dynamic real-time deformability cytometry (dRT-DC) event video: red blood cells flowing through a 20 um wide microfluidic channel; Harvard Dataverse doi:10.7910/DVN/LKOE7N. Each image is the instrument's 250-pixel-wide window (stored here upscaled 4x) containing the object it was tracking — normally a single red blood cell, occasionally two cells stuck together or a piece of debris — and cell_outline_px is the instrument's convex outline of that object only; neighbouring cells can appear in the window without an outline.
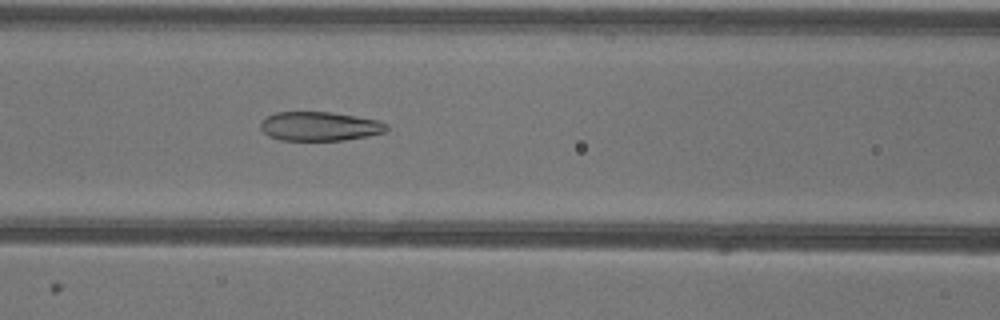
{"species": "common noctule bat (a hibernating species)", "species_latin": "Nyctalus noctula", "temperature_condition": "warm", "stored_images_in_passage": 41, "camera_frame_rate_fps": 3000, "um_per_image_px": 0.085, "animal": {"sex": "female"}, "frame": {"image": 1, "passage_image": 11, "time_ms": 3.333, "image_size_px": [1000, 320], "cell_outline_px": [[388, 128], [384, 132], [368, 136], [344, 140], [280, 140], [268, 136], [260, 128], [260, 124], [268, 116], [276, 112], [332, 112], [380, 120], [388, 124]], "centroid_in_image_um": [27.2, 10.73], "position_along_channel_um": 139.4, "area_um2": 21.39}}
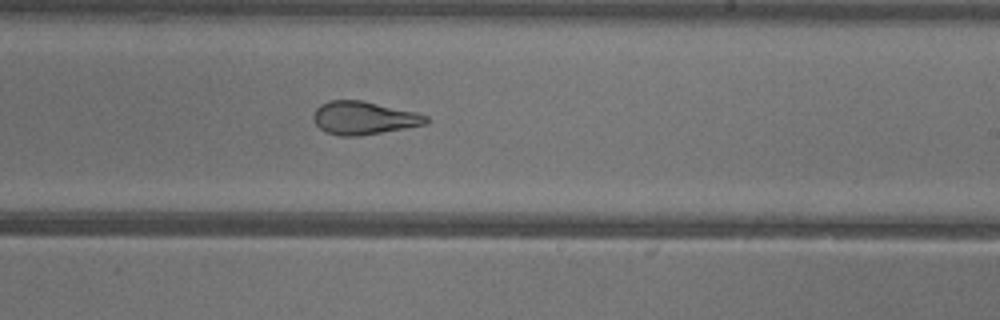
{"frame": {"image": 2, "passage_image": 20, "time_ms": 6.333, "image_size_px": [1000, 320], "cell_outline_px": [[428, 120], [424, 124], [404, 128], [360, 136], [340, 136], [328, 132], [320, 128], [316, 124], [312, 116], [316, 108], [320, 104], [328, 100], [360, 100], [416, 112], [428, 116]], "centroid_in_image_um": [30.88, 10.02], "position_along_channel_um": 258.1, "area_um2": 21.5}}
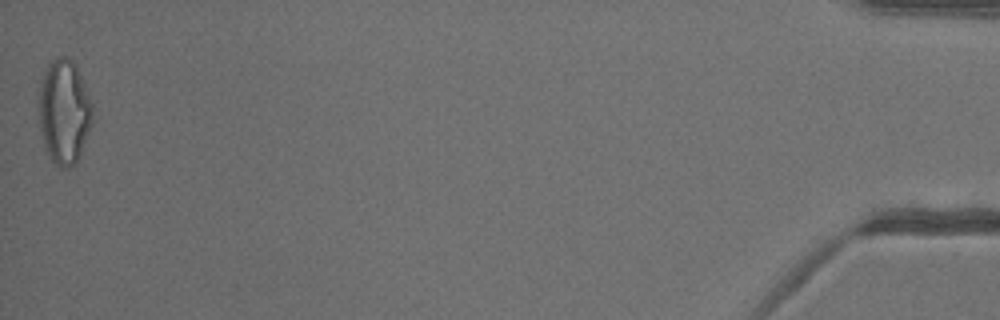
{"frame": {"image": 3, "passage_image": 41, "time_ms": 13.333, "image_size_px": [1000, 320], "cell_outline_px": [[92, 124], [80, 156], [76, 164], [68, 168], [60, 168], [48, 156], [44, 148], [40, 132], [36, 108], [36, 100], [40, 80], [48, 64], [56, 56], [68, 56], [76, 64], [92, 104]], "centroid_in_image_um": [5.4, 9.5], "position_along_channel_um": 429.8, "area_um2": 33.76}, "authors_computed_cell_mechanics": {"area_um2": 23.7558, "velocity_mm_per_s": 3.961, "shape_relaxation_time_tau1_ms": null, "shape_relaxation_time_tau2_ms": 1.8653, "deformation_change_tau1": null, "deformation_change_tau2": 0.1039}}